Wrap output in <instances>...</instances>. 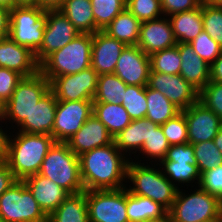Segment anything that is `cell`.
I'll return each instance as SVG.
<instances>
[{
    "label": "cell",
    "mask_w": 222,
    "mask_h": 222,
    "mask_svg": "<svg viewBox=\"0 0 222 222\" xmlns=\"http://www.w3.org/2000/svg\"><path fill=\"white\" fill-rule=\"evenodd\" d=\"M113 142L114 138L105 125L92 114L66 143L77 156H80L85 152Z\"/></svg>",
    "instance_id": "cell-20"
},
{
    "label": "cell",
    "mask_w": 222,
    "mask_h": 222,
    "mask_svg": "<svg viewBox=\"0 0 222 222\" xmlns=\"http://www.w3.org/2000/svg\"><path fill=\"white\" fill-rule=\"evenodd\" d=\"M126 208L129 222H150L162 220L168 211L150 198L133 195L126 188Z\"/></svg>",
    "instance_id": "cell-26"
},
{
    "label": "cell",
    "mask_w": 222,
    "mask_h": 222,
    "mask_svg": "<svg viewBox=\"0 0 222 222\" xmlns=\"http://www.w3.org/2000/svg\"><path fill=\"white\" fill-rule=\"evenodd\" d=\"M160 2L163 14L166 17L175 13L194 10L202 3L201 0H160Z\"/></svg>",
    "instance_id": "cell-47"
},
{
    "label": "cell",
    "mask_w": 222,
    "mask_h": 222,
    "mask_svg": "<svg viewBox=\"0 0 222 222\" xmlns=\"http://www.w3.org/2000/svg\"><path fill=\"white\" fill-rule=\"evenodd\" d=\"M147 112L146 118L161 126L181 112L161 92L146 86Z\"/></svg>",
    "instance_id": "cell-33"
},
{
    "label": "cell",
    "mask_w": 222,
    "mask_h": 222,
    "mask_svg": "<svg viewBox=\"0 0 222 222\" xmlns=\"http://www.w3.org/2000/svg\"><path fill=\"white\" fill-rule=\"evenodd\" d=\"M127 84L116 74H100L93 102L122 104Z\"/></svg>",
    "instance_id": "cell-34"
},
{
    "label": "cell",
    "mask_w": 222,
    "mask_h": 222,
    "mask_svg": "<svg viewBox=\"0 0 222 222\" xmlns=\"http://www.w3.org/2000/svg\"><path fill=\"white\" fill-rule=\"evenodd\" d=\"M199 102L222 120V83L209 81L199 92Z\"/></svg>",
    "instance_id": "cell-43"
},
{
    "label": "cell",
    "mask_w": 222,
    "mask_h": 222,
    "mask_svg": "<svg viewBox=\"0 0 222 222\" xmlns=\"http://www.w3.org/2000/svg\"><path fill=\"white\" fill-rule=\"evenodd\" d=\"M182 61L180 75L199 92L210 81V65L200 58L189 43H177Z\"/></svg>",
    "instance_id": "cell-23"
},
{
    "label": "cell",
    "mask_w": 222,
    "mask_h": 222,
    "mask_svg": "<svg viewBox=\"0 0 222 222\" xmlns=\"http://www.w3.org/2000/svg\"><path fill=\"white\" fill-rule=\"evenodd\" d=\"M16 7H39V0H15Z\"/></svg>",
    "instance_id": "cell-53"
},
{
    "label": "cell",
    "mask_w": 222,
    "mask_h": 222,
    "mask_svg": "<svg viewBox=\"0 0 222 222\" xmlns=\"http://www.w3.org/2000/svg\"><path fill=\"white\" fill-rule=\"evenodd\" d=\"M194 52L211 65L221 54L222 48L204 30L190 43Z\"/></svg>",
    "instance_id": "cell-42"
},
{
    "label": "cell",
    "mask_w": 222,
    "mask_h": 222,
    "mask_svg": "<svg viewBox=\"0 0 222 222\" xmlns=\"http://www.w3.org/2000/svg\"><path fill=\"white\" fill-rule=\"evenodd\" d=\"M161 128L170 145L188 143L187 123L182 111L161 125Z\"/></svg>",
    "instance_id": "cell-41"
},
{
    "label": "cell",
    "mask_w": 222,
    "mask_h": 222,
    "mask_svg": "<svg viewBox=\"0 0 222 222\" xmlns=\"http://www.w3.org/2000/svg\"><path fill=\"white\" fill-rule=\"evenodd\" d=\"M209 2L218 8H222V0H209Z\"/></svg>",
    "instance_id": "cell-57"
},
{
    "label": "cell",
    "mask_w": 222,
    "mask_h": 222,
    "mask_svg": "<svg viewBox=\"0 0 222 222\" xmlns=\"http://www.w3.org/2000/svg\"><path fill=\"white\" fill-rule=\"evenodd\" d=\"M203 30L222 48V8L209 1L201 3Z\"/></svg>",
    "instance_id": "cell-39"
},
{
    "label": "cell",
    "mask_w": 222,
    "mask_h": 222,
    "mask_svg": "<svg viewBox=\"0 0 222 222\" xmlns=\"http://www.w3.org/2000/svg\"><path fill=\"white\" fill-rule=\"evenodd\" d=\"M169 148L170 144L164 136L161 126L151 121V134L144 141L138 155L132 157L131 160L144 164H159L166 157Z\"/></svg>",
    "instance_id": "cell-29"
},
{
    "label": "cell",
    "mask_w": 222,
    "mask_h": 222,
    "mask_svg": "<svg viewBox=\"0 0 222 222\" xmlns=\"http://www.w3.org/2000/svg\"><path fill=\"white\" fill-rule=\"evenodd\" d=\"M10 10L0 7V38L9 37Z\"/></svg>",
    "instance_id": "cell-49"
},
{
    "label": "cell",
    "mask_w": 222,
    "mask_h": 222,
    "mask_svg": "<svg viewBox=\"0 0 222 222\" xmlns=\"http://www.w3.org/2000/svg\"><path fill=\"white\" fill-rule=\"evenodd\" d=\"M17 179L4 159H0V196L9 189Z\"/></svg>",
    "instance_id": "cell-48"
},
{
    "label": "cell",
    "mask_w": 222,
    "mask_h": 222,
    "mask_svg": "<svg viewBox=\"0 0 222 222\" xmlns=\"http://www.w3.org/2000/svg\"><path fill=\"white\" fill-rule=\"evenodd\" d=\"M158 165L163 174L177 189L185 188V186L193 188L195 184L196 187L199 185L201 174L198 171L197 165L174 161H161Z\"/></svg>",
    "instance_id": "cell-32"
},
{
    "label": "cell",
    "mask_w": 222,
    "mask_h": 222,
    "mask_svg": "<svg viewBox=\"0 0 222 222\" xmlns=\"http://www.w3.org/2000/svg\"><path fill=\"white\" fill-rule=\"evenodd\" d=\"M57 108V99L54 93L49 90L33 107L26 119L16 128L27 134H49L52 130Z\"/></svg>",
    "instance_id": "cell-22"
},
{
    "label": "cell",
    "mask_w": 222,
    "mask_h": 222,
    "mask_svg": "<svg viewBox=\"0 0 222 222\" xmlns=\"http://www.w3.org/2000/svg\"><path fill=\"white\" fill-rule=\"evenodd\" d=\"M78 157L85 191L126 187L129 159L116 147L115 142L97 147Z\"/></svg>",
    "instance_id": "cell-1"
},
{
    "label": "cell",
    "mask_w": 222,
    "mask_h": 222,
    "mask_svg": "<svg viewBox=\"0 0 222 222\" xmlns=\"http://www.w3.org/2000/svg\"><path fill=\"white\" fill-rule=\"evenodd\" d=\"M46 11L41 7H15L10 11L9 37L36 53L43 42Z\"/></svg>",
    "instance_id": "cell-8"
},
{
    "label": "cell",
    "mask_w": 222,
    "mask_h": 222,
    "mask_svg": "<svg viewBox=\"0 0 222 222\" xmlns=\"http://www.w3.org/2000/svg\"><path fill=\"white\" fill-rule=\"evenodd\" d=\"M141 24L142 22L125 8L103 31L126 46L137 45Z\"/></svg>",
    "instance_id": "cell-28"
},
{
    "label": "cell",
    "mask_w": 222,
    "mask_h": 222,
    "mask_svg": "<svg viewBox=\"0 0 222 222\" xmlns=\"http://www.w3.org/2000/svg\"><path fill=\"white\" fill-rule=\"evenodd\" d=\"M147 87L166 96L181 111L199 101V91L180 74H164L150 70Z\"/></svg>",
    "instance_id": "cell-14"
},
{
    "label": "cell",
    "mask_w": 222,
    "mask_h": 222,
    "mask_svg": "<svg viewBox=\"0 0 222 222\" xmlns=\"http://www.w3.org/2000/svg\"><path fill=\"white\" fill-rule=\"evenodd\" d=\"M193 147L200 174L222 164V153L213 140L195 143Z\"/></svg>",
    "instance_id": "cell-38"
},
{
    "label": "cell",
    "mask_w": 222,
    "mask_h": 222,
    "mask_svg": "<svg viewBox=\"0 0 222 222\" xmlns=\"http://www.w3.org/2000/svg\"><path fill=\"white\" fill-rule=\"evenodd\" d=\"M177 43H191L202 31L201 5L194 9L168 16Z\"/></svg>",
    "instance_id": "cell-25"
},
{
    "label": "cell",
    "mask_w": 222,
    "mask_h": 222,
    "mask_svg": "<svg viewBox=\"0 0 222 222\" xmlns=\"http://www.w3.org/2000/svg\"><path fill=\"white\" fill-rule=\"evenodd\" d=\"M80 32L58 9L46 11V23L41 47L35 53L41 64L54 51L71 42Z\"/></svg>",
    "instance_id": "cell-13"
},
{
    "label": "cell",
    "mask_w": 222,
    "mask_h": 222,
    "mask_svg": "<svg viewBox=\"0 0 222 222\" xmlns=\"http://www.w3.org/2000/svg\"><path fill=\"white\" fill-rule=\"evenodd\" d=\"M213 141L222 153V127L220 128V130L218 131V133L214 137Z\"/></svg>",
    "instance_id": "cell-55"
},
{
    "label": "cell",
    "mask_w": 222,
    "mask_h": 222,
    "mask_svg": "<svg viewBox=\"0 0 222 222\" xmlns=\"http://www.w3.org/2000/svg\"><path fill=\"white\" fill-rule=\"evenodd\" d=\"M93 114V100L57 101L52 137L66 143Z\"/></svg>",
    "instance_id": "cell-11"
},
{
    "label": "cell",
    "mask_w": 222,
    "mask_h": 222,
    "mask_svg": "<svg viewBox=\"0 0 222 222\" xmlns=\"http://www.w3.org/2000/svg\"><path fill=\"white\" fill-rule=\"evenodd\" d=\"M151 134V121L146 117L132 122L114 137L116 147L131 160ZM133 155V156H132Z\"/></svg>",
    "instance_id": "cell-24"
},
{
    "label": "cell",
    "mask_w": 222,
    "mask_h": 222,
    "mask_svg": "<svg viewBox=\"0 0 222 222\" xmlns=\"http://www.w3.org/2000/svg\"><path fill=\"white\" fill-rule=\"evenodd\" d=\"M177 44L170 20L166 16L144 21L141 24L137 46L147 55Z\"/></svg>",
    "instance_id": "cell-18"
},
{
    "label": "cell",
    "mask_w": 222,
    "mask_h": 222,
    "mask_svg": "<svg viewBox=\"0 0 222 222\" xmlns=\"http://www.w3.org/2000/svg\"><path fill=\"white\" fill-rule=\"evenodd\" d=\"M126 8L140 22L164 16L160 0H126Z\"/></svg>",
    "instance_id": "cell-40"
},
{
    "label": "cell",
    "mask_w": 222,
    "mask_h": 222,
    "mask_svg": "<svg viewBox=\"0 0 222 222\" xmlns=\"http://www.w3.org/2000/svg\"><path fill=\"white\" fill-rule=\"evenodd\" d=\"M122 106L126 109L132 120L146 117L148 107L146 86L127 85Z\"/></svg>",
    "instance_id": "cell-37"
},
{
    "label": "cell",
    "mask_w": 222,
    "mask_h": 222,
    "mask_svg": "<svg viewBox=\"0 0 222 222\" xmlns=\"http://www.w3.org/2000/svg\"><path fill=\"white\" fill-rule=\"evenodd\" d=\"M0 218L4 222H47V216L21 180L0 196Z\"/></svg>",
    "instance_id": "cell-9"
},
{
    "label": "cell",
    "mask_w": 222,
    "mask_h": 222,
    "mask_svg": "<svg viewBox=\"0 0 222 222\" xmlns=\"http://www.w3.org/2000/svg\"><path fill=\"white\" fill-rule=\"evenodd\" d=\"M0 7L11 11L16 7V2L15 0H0Z\"/></svg>",
    "instance_id": "cell-54"
},
{
    "label": "cell",
    "mask_w": 222,
    "mask_h": 222,
    "mask_svg": "<svg viewBox=\"0 0 222 222\" xmlns=\"http://www.w3.org/2000/svg\"><path fill=\"white\" fill-rule=\"evenodd\" d=\"M48 217L69 196V193L53 180L37 173L22 180Z\"/></svg>",
    "instance_id": "cell-21"
},
{
    "label": "cell",
    "mask_w": 222,
    "mask_h": 222,
    "mask_svg": "<svg viewBox=\"0 0 222 222\" xmlns=\"http://www.w3.org/2000/svg\"><path fill=\"white\" fill-rule=\"evenodd\" d=\"M162 161L187 162L190 165H197L193 144L170 145Z\"/></svg>",
    "instance_id": "cell-46"
},
{
    "label": "cell",
    "mask_w": 222,
    "mask_h": 222,
    "mask_svg": "<svg viewBox=\"0 0 222 222\" xmlns=\"http://www.w3.org/2000/svg\"><path fill=\"white\" fill-rule=\"evenodd\" d=\"M47 222H89L86 191L69 194L59 207L47 217Z\"/></svg>",
    "instance_id": "cell-30"
},
{
    "label": "cell",
    "mask_w": 222,
    "mask_h": 222,
    "mask_svg": "<svg viewBox=\"0 0 222 222\" xmlns=\"http://www.w3.org/2000/svg\"><path fill=\"white\" fill-rule=\"evenodd\" d=\"M198 186L222 200V164L201 173Z\"/></svg>",
    "instance_id": "cell-44"
},
{
    "label": "cell",
    "mask_w": 222,
    "mask_h": 222,
    "mask_svg": "<svg viewBox=\"0 0 222 222\" xmlns=\"http://www.w3.org/2000/svg\"><path fill=\"white\" fill-rule=\"evenodd\" d=\"M93 115L105 125L113 138L132 122L122 104L93 102Z\"/></svg>",
    "instance_id": "cell-31"
},
{
    "label": "cell",
    "mask_w": 222,
    "mask_h": 222,
    "mask_svg": "<svg viewBox=\"0 0 222 222\" xmlns=\"http://www.w3.org/2000/svg\"><path fill=\"white\" fill-rule=\"evenodd\" d=\"M210 81L222 83V52L210 65Z\"/></svg>",
    "instance_id": "cell-50"
},
{
    "label": "cell",
    "mask_w": 222,
    "mask_h": 222,
    "mask_svg": "<svg viewBox=\"0 0 222 222\" xmlns=\"http://www.w3.org/2000/svg\"><path fill=\"white\" fill-rule=\"evenodd\" d=\"M9 132L5 120H0V159H3L5 156Z\"/></svg>",
    "instance_id": "cell-51"
},
{
    "label": "cell",
    "mask_w": 222,
    "mask_h": 222,
    "mask_svg": "<svg viewBox=\"0 0 222 222\" xmlns=\"http://www.w3.org/2000/svg\"><path fill=\"white\" fill-rule=\"evenodd\" d=\"M23 76L15 71L0 67V98L6 103L12 96Z\"/></svg>",
    "instance_id": "cell-45"
},
{
    "label": "cell",
    "mask_w": 222,
    "mask_h": 222,
    "mask_svg": "<svg viewBox=\"0 0 222 222\" xmlns=\"http://www.w3.org/2000/svg\"><path fill=\"white\" fill-rule=\"evenodd\" d=\"M49 90L50 82L40 71L33 76L22 78L6 102L4 120L6 124L9 122V131L16 130Z\"/></svg>",
    "instance_id": "cell-7"
},
{
    "label": "cell",
    "mask_w": 222,
    "mask_h": 222,
    "mask_svg": "<svg viewBox=\"0 0 222 222\" xmlns=\"http://www.w3.org/2000/svg\"><path fill=\"white\" fill-rule=\"evenodd\" d=\"M58 10L80 33L94 34L99 31L95 25L91 0H65Z\"/></svg>",
    "instance_id": "cell-27"
},
{
    "label": "cell",
    "mask_w": 222,
    "mask_h": 222,
    "mask_svg": "<svg viewBox=\"0 0 222 222\" xmlns=\"http://www.w3.org/2000/svg\"><path fill=\"white\" fill-rule=\"evenodd\" d=\"M99 74L90 66L79 73L54 77L50 90L57 101L93 100Z\"/></svg>",
    "instance_id": "cell-12"
},
{
    "label": "cell",
    "mask_w": 222,
    "mask_h": 222,
    "mask_svg": "<svg viewBox=\"0 0 222 222\" xmlns=\"http://www.w3.org/2000/svg\"><path fill=\"white\" fill-rule=\"evenodd\" d=\"M92 34L80 33L41 64L40 72L50 82L54 77L71 75L91 66Z\"/></svg>",
    "instance_id": "cell-5"
},
{
    "label": "cell",
    "mask_w": 222,
    "mask_h": 222,
    "mask_svg": "<svg viewBox=\"0 0 222 222\" xmlns=\"http://www.w3.org/2000/svg\"><path fill=\"white\" fill-rule=\"evenodd\" d=\"M55 142L49 134L10 131L3 159L15 178L22 181L39 172L46 154Z\"/></svg>",
    "instance_id": "cell-2"
},
{
    "label": "cell",
    "mask_w": 222,
    "mask_h": 222,
    "mask_svg": "<svg viewBox=\"0 0 222 222\" xmlns=\"http://www.w3.org/2000/svg\"><path fill=\"white\" fill-rule=\"evenodd\" d=\"M38 173L53 180L69 194L85 191L81 179L79 157L67 143L55 142L52 145Z\"/></svg>",
    "instance_id": "cell-6"
},
{
    "label": "cell",
    "mask_w": 222,
    "mask_h": 222,
    "mask_svg": "<svg viewBox=\"0 0 222 222\" xmlns=\"http://www.w3.org/2000/svg\"><path fill=\"white\" fill-rule=\"evenodd\" d=\"M150 57L137 45L125 46L115 66L116 74L127 85L147 86Z\"/></svg>",
    "instance_id": "cell-15"
},
{
    "label": "cell",
    "mask_w": 222,
    "mask_h": 222,
    "mask_svg": "<svg viewBox=\"0 0 222 222\" xmlns=\"http://www.w3.org/2000/svg\"><path fill=\"white\" fill-rule=\"evenodd\" d=\"M95 25L104 30L126 8V0H91Z\"/></svg>",
    "instance_id": "cell-36"
},
{
    "label": "cell",
    "mask_w": 222,
    "mask_h": 222,
    "mask_svg": "<svg viewBox=\"0 0 222 222\" xmlns=\"http://www.w3.org/2000/svg\"><path fill=\"white\" fill-rule=\"evenodd\" d=\"M125 44L103 30L92 34L91 67L100 74L114 73Z\"/></svg>",
    "instance_id": "cell-19"
},
{
    "label": "cell",
    "mask_w": 222,
    "mask_h": 222,
    "mask_svg": "<svg viewBox=\"0 0 222 222\" xmlns=\"http://www.w3.org/2000/svg\"><path fill=\"white\" fill-rule=\"evenodd\" d=\"M150 222H172L171 219L169 218V216L165 217L162 220H158V221H150Z\"/></svg>",
    "instance_id": "cell-58"
},
{
    "label": "cell",
    "mask_w": 222,
    "mask_h": 222,
    "mask_svg": "<svg viewBox=\"0 0 222 222\" xmlns=\"http://www.w3.org/2000/svg\"><path fill=\"white\" fill-rule=\"evenodd\" d=\"M89 222H129L126 187L115 190H86Z\"/></svg>",
    "instance_id": "cell-10"
},
{
    "label": "cell",
    "mask_w": 222,
    "mask_h": 222,
    "mask_svg": "<svg viewBox=\"0 0 222 222\" xmlns=\"http://www.w3.org/2000/svg\"><path fill=\"white\" fill-rule=\"evenodd\" d=\"M178 189L168 216L172 222H219L222 220V200L199 186ZM190 193V194H189Z\"/></svg>",
    "instance_id": "cell-4"
},
{
    "label": "cell",
    "mask_w": 222,
    "mask_h": 222,
    "mask_svg": "<svg viewBox=\"0 0 222 222\" xmlns=\"http://www.w3.org/2000/svg\"><path fill=\"white\" fill-rule=\"evenodd\" d=\"M182 112L187 123L189 144L213 140L222 127V120L199 101Z\"/></svg>",
    "instance_id": "cell-16"
},
{
    "label": "cell",
    "mask_w": 222,
    "mask_h": 222,
    "mask_svg": "<svg viewBox=\"0 0 222 222\" xmlns=\"http://www.w3.org/2000/svg\"><path fill=\"white\" fill-rule=\"evenodd\" d=\"M5 107L6 103L0 98V120L5 118Z\"/></svg>",
    "instance_id": "cell-56"
},
{
    "label": "cell",
    "mask_w": 222,
    "mask_h": 222,
    "mask_svg": "<svg viewBox=\"0 0 222 222\" xmlns=\"http://www.w3.org/2000/svg\"><path fill=\"white\" fill-rule=\"evenodd\" d=\"M150 67L153 72L164 74H180L181 58L177 45L152 53Z\"/></svg>",
    "instance_id": "cell-35"
},
{
    "label": "cell",
    "mask_w": 222,
    "mask_h": 222,
    "mask_svg": "<svg viewBox=\"0 0 222 222\" xmlns=\"http://www.w3.org/2000/svg\"><path fill=\"white\" fill-rule=\"evenodd\" d=\"M65 0H39V7L46 10L59 9Z\"/></svg>",
    "instance_id": "cell-52"
},
{
    "label": "cell",
    "mask_w": 222,
    "mask_h": 222,
    "mask_svg": "<svg viewBox=\"0 0 222 222\" xmlns=\"http://www.w3.org/2000/svg\"><path fill=\"white\" fill-rule=\"evenodd\" d=\"M158 164H144L129 160L126 188L133 195L150 198L169 211L178 189L163 174Z\"/></svg>",
    "instance_id": "cell-3"
},
{
    "label": "cell",
    "mask_w": 222,
    "mask_h": 222,
    "mask_svg": "<svg viewBox=\"0 0 222 222\" xmlns=\"http://www.w3.org/2000/svg\"><path fill=\"white\" fill-rule=\"evenodd\" d=\"M0 67L30 77L40 71L35 53L14 42L10 37L0 38Z\"/></svg>",
    "instance_id": "cell-17"
}]
</instances>
